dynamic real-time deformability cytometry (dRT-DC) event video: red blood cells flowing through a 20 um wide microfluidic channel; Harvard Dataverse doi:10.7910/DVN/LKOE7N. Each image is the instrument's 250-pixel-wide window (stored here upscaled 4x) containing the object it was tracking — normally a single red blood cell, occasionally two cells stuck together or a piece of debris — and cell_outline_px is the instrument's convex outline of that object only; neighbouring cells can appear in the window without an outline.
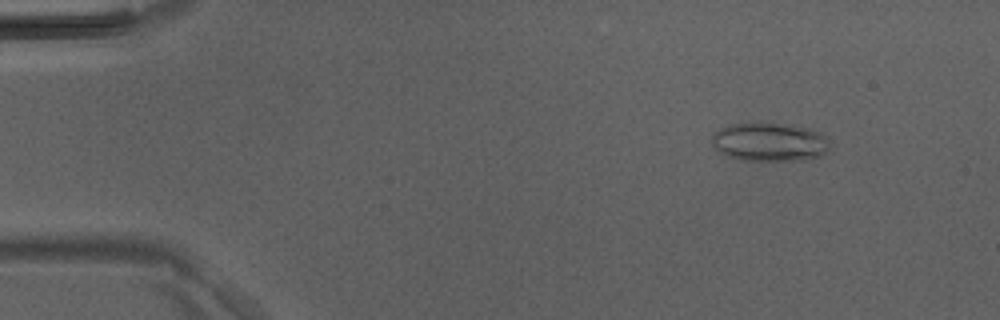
{"species": "Egyptian fruit bat (a non-hibernating species)", "species_latin": "Rousettus aegyptiacus", "temperature_condition": "room temperature", "stored_images_in_passage": 46, "camera_frame_rate_fps": 3000, "um_per_image_px": 0.085, "animal": {"sex": "male"}, "frame": {"image": 1, "passage_image": 6, "time_ms": 1.667, "image_size_px": [1000, 320], "cell_outline_px": [[828, 148], [820, 156], [800, 160], [740, 160], [728, 156], [720, 152], [712, 144], [712, 132], [720, 128], [732, 124], [752, 120], [768, 120], [808, 128], [820, 132], [828, 140]], "centroid_in_image_um": [65.35, 12.01], "position_along_channel_um": 19.6, "area_um2": 27.22}}
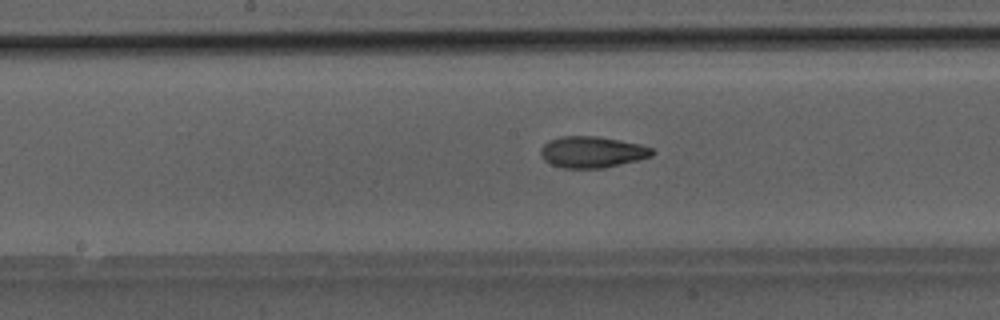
{"frame": {"image": 2, "passage_image": 24, "time_ms": 7.667, "image_size_px": [1000, 320], "cell_outline_px": [[656, 152], [652, 156], [604, 168], [564, 168], [552, 164], [544, 160], [540, 156], [540, 148], [548, 140], [560, 136], [596, 136], [620, 140], [640, 144], [652, 148]], "centroid_in_image_um": [50.31, 12.91], "position_along_channel_um": 197.9, "area_um2": 20.4}}
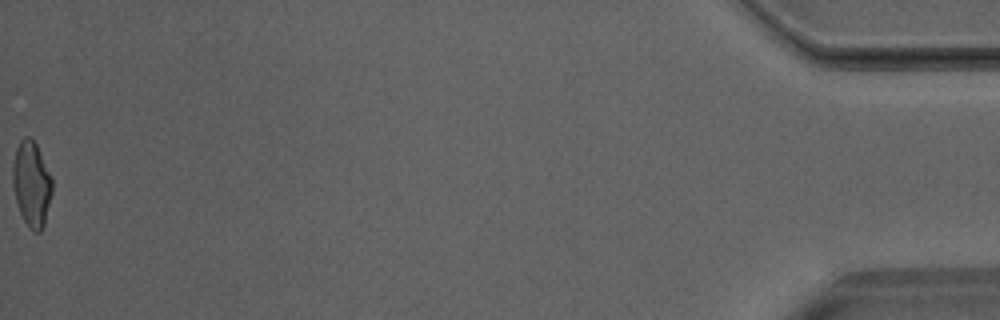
{"frame": {"image": 3, "passage_image": 46, "time_ms": 15.0, "image_size_px": [1000, 320], "cell_outline_px": [[52, 192], [44, 224], [40, 232], [36, 232], [28, 228], [20, 212], [16, 200], [12, 184], [12, 164], [16, 148], [20, 140], [24, 136], [28, 136], [36, 144], [52, 180]], "centroid_in_image_um": [2.66, 15.64], "position_along_channel_um": 432.5, "area_um2": 19.42}}